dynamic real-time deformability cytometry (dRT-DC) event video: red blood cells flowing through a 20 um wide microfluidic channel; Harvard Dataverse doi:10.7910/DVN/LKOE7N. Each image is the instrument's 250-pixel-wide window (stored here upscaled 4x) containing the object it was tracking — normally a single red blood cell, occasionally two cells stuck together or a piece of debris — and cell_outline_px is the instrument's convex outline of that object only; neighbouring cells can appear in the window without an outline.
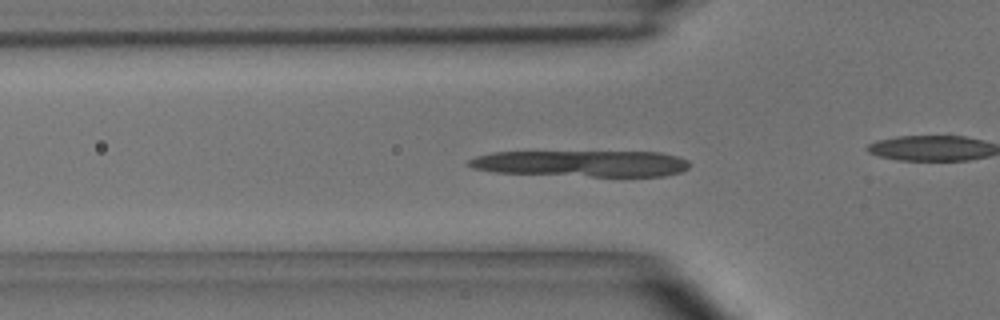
{"species": "common noctule bat (a hibernating species)", "species_latin": "Nyctalus noctula", "temperature_condition": "room temperature", "stored_images_in_passage": 49, "camera_frame_rate_fps": 3000, "um_per_image_px": 0.085, "animal": {"sex": "male", "body_mass_g": 15.6}, "frame": {"image": 1, "passage_image": 15, "time_ms": 4.667, "image_size_px": [1000, 320], "cell_outline_px": [[692, 164], [688, 168], [680, 172], [664, 176], [592, 176], [496, 172], [472, 168], [464, 164], [468, 160], [476, 156], [492, 152], [660, 152], [676, 156], [688, 160]], "centroid_in_image_um": [49.44, 13.89], "position_along_channel_um": 76.4, "area_um2": 33.76}}
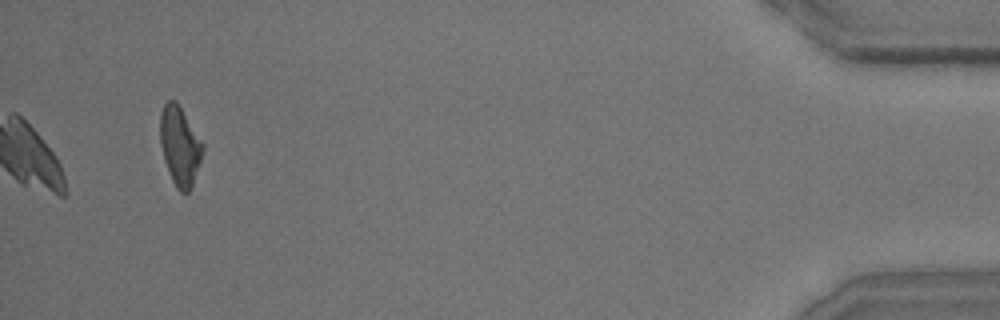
{"frame": {"image": 2, "passage_image": 49, "time_ms": 16.0, "image_size_px": [1000, 320], "cell_outline_px": [[204, 148], [200, 164], [192, 188], [188, 192], [180, 192], [176, 188], [172, 180], [164, 160], [160, 144], [160, 112], [164, 104], [168, 100], [176, 100], [204, 144]], "centroid_in_image_um": [15.29, 12.41], "position_along_channel_um": 419.9, "area_um2": 19.77}}